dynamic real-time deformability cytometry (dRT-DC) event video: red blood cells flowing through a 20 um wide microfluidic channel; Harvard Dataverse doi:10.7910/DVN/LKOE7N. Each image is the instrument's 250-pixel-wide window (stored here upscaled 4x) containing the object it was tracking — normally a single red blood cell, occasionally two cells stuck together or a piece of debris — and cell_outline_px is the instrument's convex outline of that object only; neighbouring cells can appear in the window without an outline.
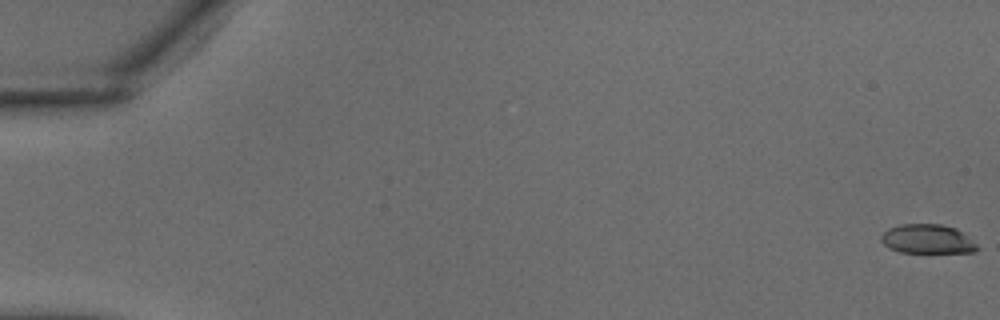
{"species": "common noctule bat (a hibernating species)", "species_latin": "Nyctalus noctula", "temperature_condition": "warm", "stored_images_in_passage": 38, "camera_frame_rate_fps": 3000, "um_per_image_px": 0.085, "animal": {"sex": "male", "body_mass_g": 18.8}, "frame": {"image": 1, "passage_image": 1, "time_ms": 0.0, "image_size_px": [1000, 320], "cell_outline_px": [[980, 248], [976, 252], [900, 252], [888, 248], [880, 240], [880, 236], [888, 228], [900, 224], [940, 224], [956, 228], [964, 232]], "centroid_in_image_um": [78.83, 20.31], "position_along_channel_um": 6.2, "area_um2": 16.47}}
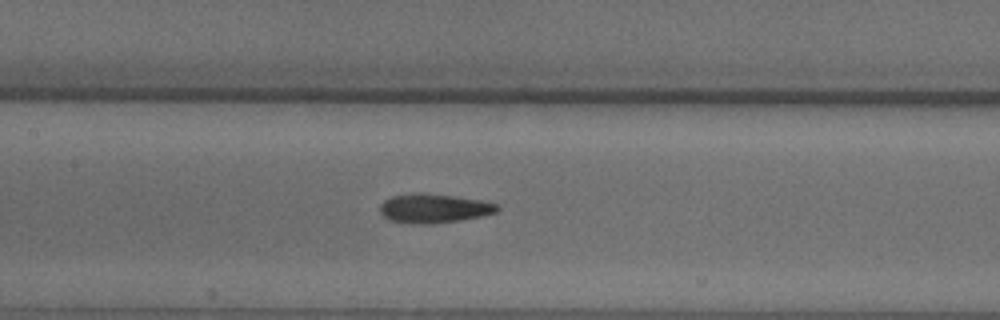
{"frame": {"image": 2, "passage_image": 19, "time_ms": 6.0, "image_size_px": [1000, 320], "cell_outline_px": [[500, 208], [496, 212], [480, 216], [460, 220], [432, 224], [416, 224], [388, 220], [380, 212], [380, 204], [384, 200], [392, 196], [416, 192], [424, 192], [456, 196], [480, 200], [496, 204]], "centroid_in_image_um": [36.84, 17.7], "position_along_channel_um": 170.6, "area_um2": 20.0}}
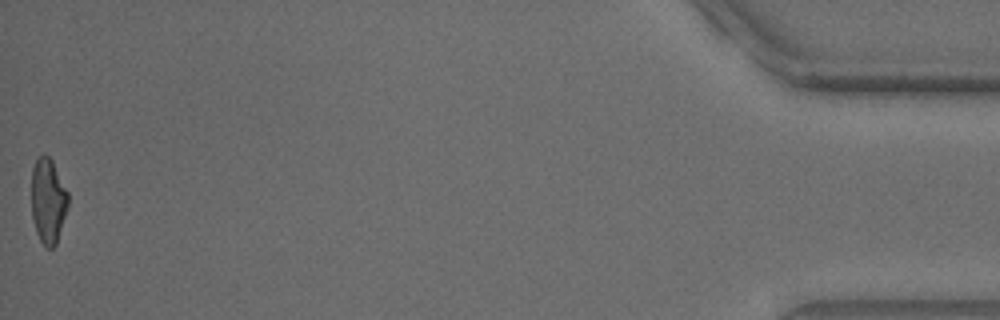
{"frame": {"image": 3, "passage_image": 38, "time_ms": 12.333, "image_size_px": [1000, 320], "cell_outline_px": [[68, 208], [56, 244], [52, 248], [44, 248], [36, 232], [32, 216], [32, 168], [36, 160], [44, 152], [52, 160], [68, 192]], "centroid_in_image_um": [4.09, 17.08], "position_along_channel_um": 431.1, "area_um2": 18.26}}